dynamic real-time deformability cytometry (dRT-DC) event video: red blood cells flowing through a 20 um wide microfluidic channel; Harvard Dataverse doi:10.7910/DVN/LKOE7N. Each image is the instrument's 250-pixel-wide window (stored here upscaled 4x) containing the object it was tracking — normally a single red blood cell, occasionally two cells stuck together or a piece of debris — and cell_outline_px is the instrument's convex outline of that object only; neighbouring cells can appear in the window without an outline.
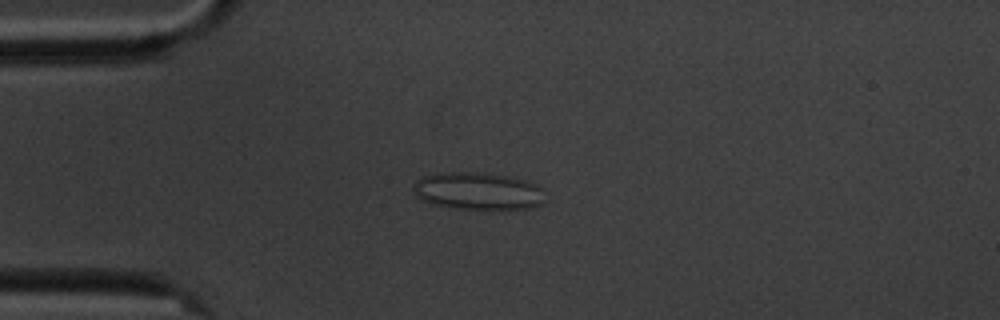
{"species": "common noctule bat (a hibernating species)", "species_latin": "Nyctalus noctula", "temperature_condition": "cold", "stored_images_in_passage": 6, "camera_frame_rate_fps": 3000, "um_per_image_px": 0.085, "animal": {"sex": "male", "body_mass_g": 20.1, "forearm_length_mm": 53.5}, "frame": {"image": 1, "passage_image": 4, "time_ms": 3.667, "image_size_px": [1000, 320], "cell_outline_px": [[544, 204], [528, 208], [460, 208], [432, 204], [420, 200], [412, 192], [412, 184], [416, 180], [424, 176], [440, 172], [472, 172], [504, 176], [524, 180], [540, 184]], "centroid_in_image_um": [40.57, 16.23], "position_along_channel_um": 44.4, "area_um2": 28.5}}
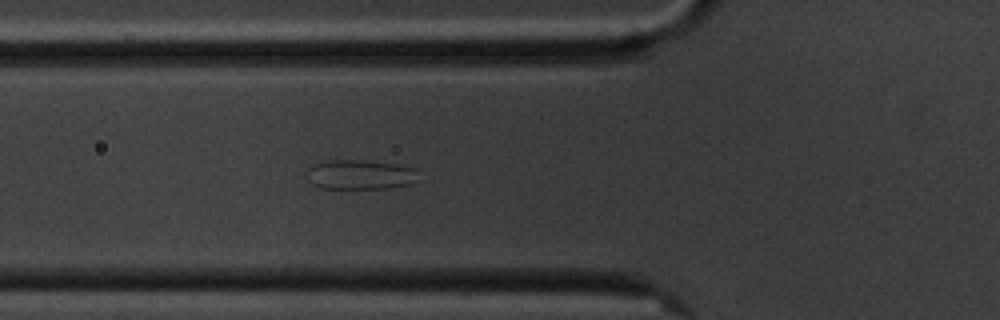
{"frame": {"image": 2, "passage_image": 6, "time_ms": 5.667, "image_size_px": [1000, 320], "cell_outline_px": [[424, 180], [412, 184], [392, 188], [320, 188], [312, 184], [308, 180], [308, 168], [312, 164], [324, 160], [360, 160], [396, 164], [416, 168]], "centroid_in_image_um": [30.71, 14.84], "position_along_channel_um": 95.1, "area_um2": 19.83}}